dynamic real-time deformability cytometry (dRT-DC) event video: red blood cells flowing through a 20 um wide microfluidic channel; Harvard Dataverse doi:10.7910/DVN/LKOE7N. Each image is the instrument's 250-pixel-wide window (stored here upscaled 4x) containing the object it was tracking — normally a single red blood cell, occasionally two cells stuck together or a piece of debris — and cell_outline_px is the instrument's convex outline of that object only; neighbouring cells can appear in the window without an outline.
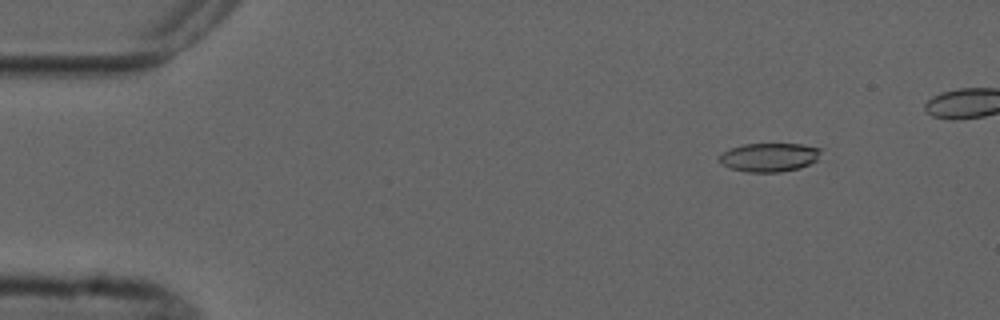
{"species": "common noctule bat (a hibernating species)", "species_latin": "Nyctalus noctula", "temperature_condition": "cold", "stored_images_in_passage": 5, "camera_frame_rate_fps": 3000, "um_per_image_px": 0.085, "animal": {"sex": "male", "forearm_length_mm": 52.5}, "frame": {"image": 1, "passage_image": 2, "time_ms": 1.333, "image_size_px": [1000, 320], "cell_outline_px": [[820, 152], [816, 160], [800, 168], [780, 172], [748, 172], [732, 168], [724, 164], [720, 160], [720, 156], [724, 152], [732, 148], [744, 144], [800, 144], [820, 148]], "centroid_in_image_um": [65.41, 13.37], "position_along_channel_um": 19.6, "area_um2": 16.59}}